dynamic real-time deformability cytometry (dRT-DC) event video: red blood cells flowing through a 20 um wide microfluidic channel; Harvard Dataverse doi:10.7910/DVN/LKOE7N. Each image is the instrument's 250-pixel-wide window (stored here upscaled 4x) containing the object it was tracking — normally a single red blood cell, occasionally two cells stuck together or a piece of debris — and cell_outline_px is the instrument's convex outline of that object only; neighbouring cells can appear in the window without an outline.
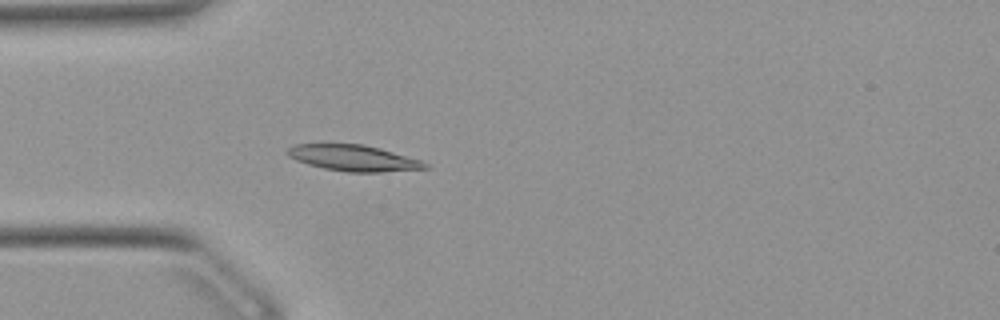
{"species": "Egyptian fruit bat (a non-hibernating species)", "species_latin": "Rousettus aegyptiacus", "temperature_condition": "warm", "stored_images_in_passage": 41, "camera_frame_rate_fps": 3000, "um_per_image_px": 0.085, "animal": {"sex": "female"}, "frame": {"image": 1, "passage_image": 4, "time_ms": 1.0, "image_size_px": [1000, 320], "cell_outline_px": [[432, 168], [384, 172], [348, 172], [324, 168], [308, 164], [296, 160], [288, 156], [284, 152], [292, 144], [364, 144], [380, 148], [420, 160], [428, 164]], "centroid_in_image_um": [30.04, 13.43], "position_along_channel_um": 55.0, "area_um2": 20.98}}
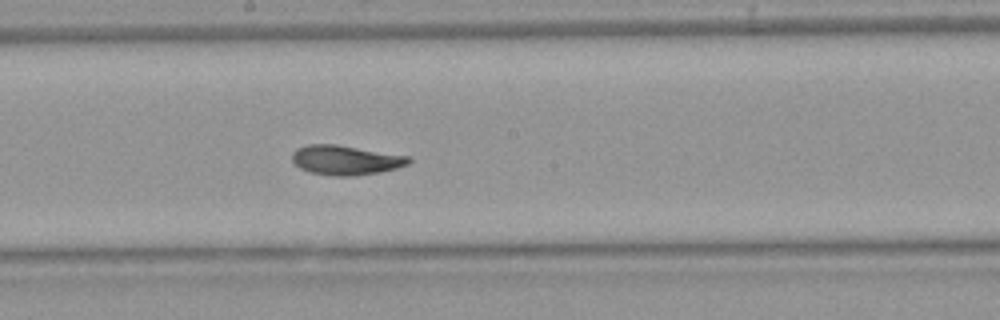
{"frame": {"image": 2, "passage_image": 17, "time_ms": 5.333, "image_size_px": [1000, 320], "cell_outline_px": [[412, 160], [408, 164], [396, 168], [380, 172], [352, 176], [332, 176], [312, 172], [300, 168], [292, 160], [292, 152], [296, 148], [308, 144], [336, 144], [408, 156]], "centroid_in_image_um": [29.36, 13.6], "position_along_channel_um": 218.8, "area_um2": 20.0}}
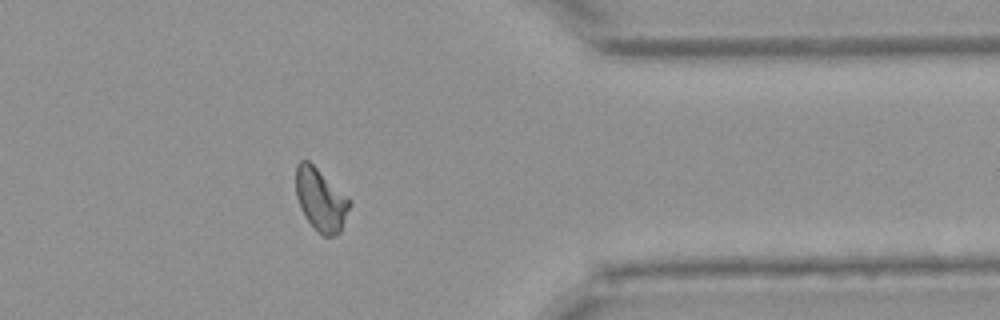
{"frame": {"image": 3, "passage_image": 31, "time_ms": 10.0, "image_size_px": [1000, 320], "cell_outline_px": [[352, 204], [340, 232], [332, 236], [324, 236], [304, 216], [300, 208], [296, 196], [296, 164], [300, 160], [308, 160], [352, 200]], "centroid_in_image_um": [27.27, 16.95], "position_along_channel_um": 384.1, "area_um2": 19.54}, "authors_computed_cell_mechanics": {"area_um2": 19.7676, "velocity_mm_per_s": 3.8917, "shape_relaxation_time_tau1_ms": 4.0915, "shape_relaxation_time_tau2_ms": 2.3251, "deformation_change_tau1": 0.1525, "deformation_change_tau2": 0.0757}}